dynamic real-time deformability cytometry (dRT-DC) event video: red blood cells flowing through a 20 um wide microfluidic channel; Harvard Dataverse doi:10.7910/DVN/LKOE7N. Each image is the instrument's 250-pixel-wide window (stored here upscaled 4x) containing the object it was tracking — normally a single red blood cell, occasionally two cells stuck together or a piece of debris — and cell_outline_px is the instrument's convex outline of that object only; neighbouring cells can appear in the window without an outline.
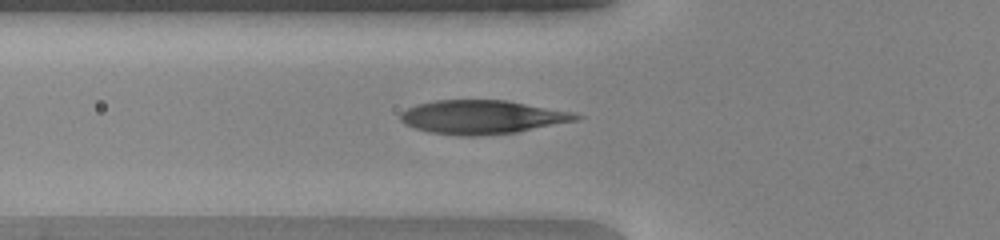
{"species": "human", "species_latin": "Homo sapiens", "temperature_condition": "warm", "stored_images_in_passage": 42, "camera_frame_rate_fps": 3000, "um_per_image_px": 0.085, "donor": {"sex": "female"}, "frame": {"image": 1, "passage_image": 11, "time_ms": 3.333, "image_size_px": [1000, 240], "cell_outline_px": [[584, 116], [580, 120], [516, 132], [476, 136], [460, 136], [428, 132], [404, 124], [400, 120], [400, 112], [416, 104], [436, 100], [508, 100], [572, 112]], "centroid_in_image_um": [40.98, 9.95], "position_along_channel_um": 84.8, "area_um2": 34.68}}
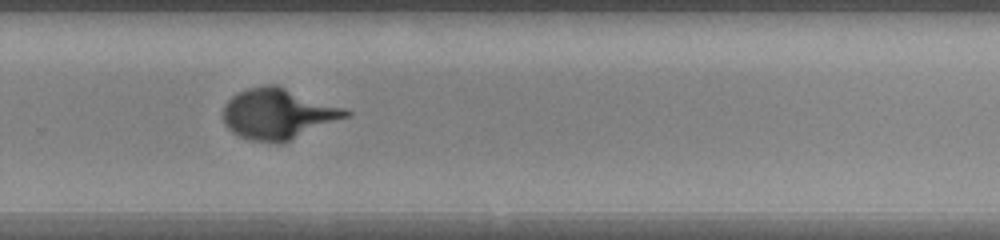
{"frame": {"image": 2, "passage_image": 27, "time_ms": 8.667, "image_size_px": [1000, 240], "cell_outline_px": [[352, 116], [284, 144], [280, 144], [252, 140], [240, 136], [232, 132], [224, 124], [224, 104], [236, 92], [248, 88], [264, 84], [276, 84], [344, 108], [352, 112]], "centroid_in_image_um": [23.68, 9.69], "position_along_channel_um": 306.1, "area_um2": 36.82}}
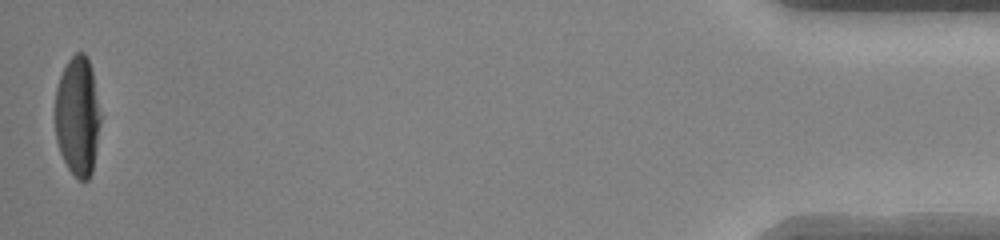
{"frame": {"image": 3, "passage_image": 42, "time_ms": 13.667, "image_size_px": [1000, 240], "cell_outline_px": [[104, 116], [92, 172], [88, 180], [80, 180], [68, 168], [60, 152], [56, 140], [56, 88], [60, 76], [68, 60], [76, 52], [84, 52], [88, 56]], "centroid_in_image_um": [6.66, 9.86], "position_along_channel_um": 428.5, "area_um2": 32.48}}